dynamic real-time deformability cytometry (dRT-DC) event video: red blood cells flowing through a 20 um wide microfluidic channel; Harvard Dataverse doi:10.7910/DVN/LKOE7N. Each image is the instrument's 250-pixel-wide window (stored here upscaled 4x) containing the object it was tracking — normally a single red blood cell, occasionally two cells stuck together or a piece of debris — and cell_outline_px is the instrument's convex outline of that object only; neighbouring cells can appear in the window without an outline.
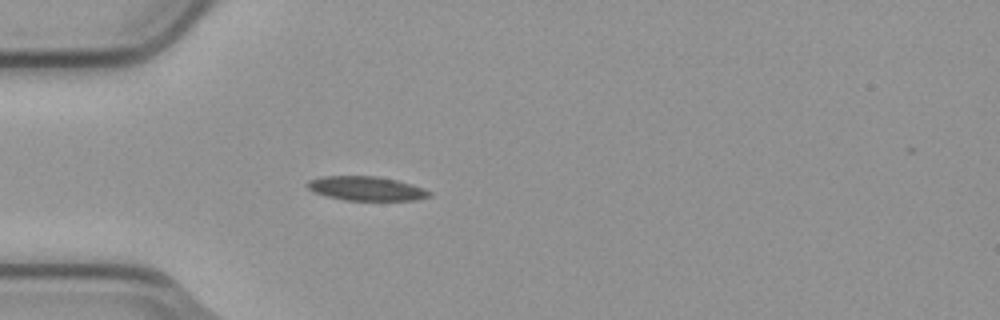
{"species": "common noctule bat (a hibernating species)", "species_latin": "Nyctalus noctula", "temperature_condition": "cold", "stored_images_in_passage": 4, "camera_frame_rate_fps": 3000, "um_per_image_px": 0.085, "animal": {"sex": "male", "body_mass_g": 23.1, "forearm_length_mm": 52.7}, "frame": {"image": 1, "passage_image": 4, "time_ms": 1.0, "image_size_px": [1000, 320], "cell_outline_px": [[432, 196], [416, 200], [344, 200], [328, 196], [316, 192], [308, 188], [308, 180], [324, 176], [376, 176], [396, 180], [412, 184], [424, 188], [432, 192]], "centroid_in_image_um": [31.19, 16.02], "position_along_channel_um": 53.8, "area_um2": 17.05}}